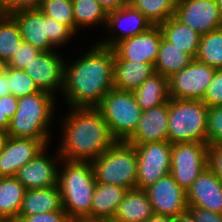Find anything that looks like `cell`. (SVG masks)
Segmentation results:
<instances>
[{
	"instance_id": "1",
	"label": "cell",
	"mask_w": 222,
	"mask_h": 222,
	"mask_svg": "<svg viewBox=\"0 0 222 222\" xmlns=\"http://www.w3.org/2000/svg\"><path fill=\"white\" fill-rule=\"evenodd\" d=\"M95 44L81 58L65 64L62 94L70 107H97L113 89L114 50Z\"/></svg>"
},
{
	"instance_id": "2",
	"label": "cell",
	"mask_w": 222,
	"mask_h": 222,
	"mask_svg": "<svg viewBox=\"0 0 222 222\" xmlns=\"http://www.w3.org/2000/svg\"><path fill=\"white\" fill-rule=\"evenodd\" d=\"M63 119L61 158L91 162L111 147L116 140L97 107H70Z\"/></svg>"
},
{
	"instance_id": "3",
	"label": "cell",
	"mask_w": 222,
	"mask_h": 222,
	"mask_svg": "<svg viewBox=\"0 0 222 222\" xmlns=\"http://www.w3.org/2000/svg\"><path fill=\"white\" fill-rule=\"evenodd\" d=\"M64 163L58 172V187L63 210L69 219L90 220V208L96 180L90 162L71 161L61 158Z\"/></svg>"
},
{
	"instance_id": "4",
	"label": "cell",
	"mask_w": 222,
	"mask_h": 222,
	"mask_svg": "<svg viewBox=\"0 0 222 222\" xmlns=\"http://www.w3.org/2000/svg\"><path fill=\"white\" fill-rule=\"evenodd\" d=\"M54 101V95L43 90L18 98L17 111L6 130L8 136L41 140L47 146Z\"/></svg>"
},
{
	"instance_id": "5",
	"label": "cell",
	"mask_w": 222,
	"mask_h": 222,
	"mask_svg": "<svg viewBox=\"0 0 222 222\" xmlns=\"http://www.w3.org/2000/svg\"><path fill=\"white\" fill-rule=\"evenodd\" d=\"M90 163L96 183L113 184L127 190L136 188L137 152L133 145L116 141Z\"/></svg>"
},
{
	"instance_id": "6",
	"label": "cell",
	"mask_w": 222,
	"mask_h": 222,
	"mask_svg": "<svg viewBox=\"0 0 222 222\" xmlns=\"http://www.w3.org/2000/svg\"><path fill=\"white\" fill-rule=\"evenodd\" d=\"M208 107L201 100H169L168 142L207 143Z\"/></svg>"
},
{
	"instance_id": "7",
	"label": "cell",
	"mask_w": 222,
	"mask_h": 222,
	"mask_svg": "<svg viewBox=\"0 0 222 222\" xmlns=\"http://www.w3.org/2000/svg\"><path fill=\"white\" fill-rule=\"evenodd\" d=\"M17 23L23 42L41 52L53 51L70 40L74 32L65 24L45 16L40 9L23 10L11 14Z\"/></svg>"
},
{
	"instance_id": "8",
	"label": "cell",
	"mask_w": 222,
	"mask_h": 222,
	"mask_svg": "<svg viewBox=\"0 0 222 222\" xmlns=\"http://www.w3.org/2000/svg\"><path fill=\"white\" fill-rule=\"evenodd\" d=\"M97 108L116 141H126L135 131L142 110L132 91L111 89Z\"/></svg>"
},
{
	"instance_id": "9",
	"label": "cell",
	"mask_w": 222,
	"mask_h": 222,
	"mask_svg": "<svg viewBox=\"0 0 222 222\" xmlns=\"http://www.w3.org/2000/svg\"><path fill=\"white\" fill-rule=\"evenodd\" d=\"M206 167H208V143L171 144L170 173L186 192Z\"/></svg>"
},
{
	"instance_id": "10",
	"label": "cell",
	"mask_w": 222,
	"mask_h": 222,
	"mask_svg": "<svg viewBox=\"0 0 222 222\" xmlns=\"http://www.w3.org/2000/svg\"><path fill=\"white\" fill-rule=\"evenodd\" d=\"M133 146L137 152L136 188L146 189L161 177L170 174L171 144L168 141Z\"/></svg>"
},
{
	"instance_id": "11",
	"label": "cell",
	"mask_w": 222,
	"mask_h": 222,
	"mask_svg": "<svg viewBox=\"0 0 222 222\" xmlns=\"http://www.w3.org/2000/svg\"><path fill=\"white\" fill-rule=\"evenodd\" d=\"M214 73L215 68L193 59L187 67L168 78L170 98L202 100Z\"/></svg>"
},
{
	"instance_id": "12",
	"label": "cell",
	"mask_w": 222,
	"mask_h": 222,
	"mask_svg": "<svg viewBox=\"0 0 222 222\" xmlns=\"http://www.w3.org/2000/svg\"><path fill=\"white\" fill-rule=\"evenodd\" d=\"M174 16L201 36L222 28L217 0H177Z\"/></svg>"
},
{
	"instance_id": "13",
	"label": "cell",
	"mask_w": 222,
	"mask_h": 222,
	"mask_svg": "<svg viewBox=\"0 0 222 222\" xmlns=\"http://www.w3.org/2000/svg\"><path fill=\"white\" fill-rule=\"evenodd\" d=\"M154 213L176 218L188 210L187 192L167 174L146 189Z\"/></svg>"
},
{
	"instance_id": "14",
	"label": "cell",
	"mask_w": 222,
	"mask_h": 222,
	"mask_svg": "<svg viewBox=\"0 0 222 222\" xmlns=\"http://www.w3.org/2000/svg\"><path fill=\"white\" fill-rule=\"evenodd\" d=\"M161 39L159 25H153L147 31L117 43L113 47L115 60L155 64Z\"/></svg>"
},
{
	"instance_id": "15",
	"label": "cell",
	"mask_w": 222,
	"mask_h": 222,
	"mask_svg": "<svg viewBox=\"0 0 222 222\" xmlns=\"http://www.w3.org/2000/svg\"><path fill=\"white\" fill-rule=\"evenodd\" d=\"M65 61L54 51L41 52L27 64L24 71L35 81L40 90L54 95L55 89L63 92Z\"/></svg>"
},
{
	"instance_id": "16",
	"label": "cell",
	"mask_w": 222,
	"mask_h": 222,
	"mask_svg": "<svg viewBox=\"0 0 222 222\" xmlns=\"http://www.w3.org/2000/svg\"><path fill=\"white\" fill-rule=\"evenodd\" d=\"M47 146L30 162L20 168L14 176L27 190L49 188L58 185V169L56 161H61L59 152L54 157L46 155ZM59 160V161H58Z\"/></svg>"
},
{
	"instance_id": "17",
	"label": "cell",
	"mask_w": 222,
	"mask_h": 222,
	"mask_svg": "<svg viewBox=\"0 0 222 222\" xmlns=\"http://www.w3.org/2000/svg\"><path fill=\"white\" fill-rule=\"evenodd\" d=\"M45 147L41 140L9 136L0 152V177H14Z\"/></svg>"
},
{
	"instance_id": "18",
	"label": "cell",
	"mask_w": 222,
	"mask_h": 222,
	"mask_svg": "<svg viewBox=\"0 0 222 222\" xmlns=\"http://www.w3.org/2000/svg\"><path fill=\"white\" fill-rule=\"evenodd\" d=\"M124 24L127 26H123ZM152 26V23L139 10L128 4L120 9L107 13V29L112 32L114 30L117 31L118 28V30L121 29L123 32L121 34L118 32L117 36H112L111 39L106 38V40L104 39L98 42V44L113 48L120 41L143 33Z\"/></svg>"
},
{
	"instance_id": "19",
	"label": "cell",
	"mask_w": 222,
	"mask_h": 222,
	"mask_svg": "<svg viewBox=\"0 0 222 222\" xmlns=\"http://www.w3.org/2000/svg\"><path fill=\"white\" fill-rule=\"evenodd\" d=\"M169 101L143 111L134 133L125 141L130 145L168 141Z\"/></svg>"
},
{
	"instance_id": "20",
	"label": "cell",
	"mask_w": 222,
	"mask_h": 222,
	"mask_svg": "<svg viewBox=\"0 0 222 222\" xmlns=\"http://www.w3.org/2000/svg\"><path fill=\"white\" fill-rule=\"evenodd\" d=\"M188 207H198L222 214V183L217 175L206 167L187 191Z\"/></svg>"
},
{
	"instance_id": "21",
	"label": "cell",
	"mask_w": 222,
	"mask_h": 222,
	"mask_svg": "<svg viewBox=\"0 0 222 222\" xmlns=\"http://www.w3.org/2000/svg\"><path fill=\"white\" fill-rule=\"evenodd\" d=\"M127 191L126 188L117 185L96 183L91 201L90 220L111 221Z\"/></svg>"
},
{
	"instance_id": "22",
	"label": "cell",
	"mask_w": 222,
	"mask_h": 222,
	"mask_svg": "<svg viewBox=\"0 0 222 222\" xmlns=\"http://www.w3.org/2000/svg\"><path fill=\"white\" fill-rule=\"evenodd\" d=\"M154 214L145 189L128 190L118 205L114 222H146Z\"/></svg>"
},
{
	"instance_id": "23",
	"label": "cell",
	"mask_w": 222,
	"mask_h": 222,
	"mask_svg": "<svg viewBox=\"0 0 222 222\" xmlns=\"http://www.w3.org/2000/svg\"><path fill=\"white\" fill-rule=\"evenodd\" d=\"M154 73L152 63L115 60L113 88L120 91H133Z\"/></svg>"
},
{
	"instance_id": "24",
	"label": "cell",
	"mask_w": 222,
	"mask_h": 222,
	"mask_svg": "<svg viewBox=\"0 0 222 222\" xmlns=\"http://www.w3.org/2000/svg\"><path fill=\"white\" fill-rule=\"evenodd\" d=\"M54 211H64L58 185L26 190L18 216H31Z\"/></svg>"
},
{
	"instance_id": "25",
	"label": "cell",
	"mask_w": 222,
	"mask_h": 222,
	"mask_svg": "<svg viewBox=\"0 0 222 222\" xmlns=\"http://www.w3.org/2000/svg\"><path fill=\"white\" fill-rule=\"evenodd\" d=\"M159 27L168 42L195 59L200 43V34L183 24L175 16H171Z\"/></svg>"
},
{
	"instance_id": "26",
	"label": "cell",
	"mask_w": 222,
	"mask_h": 222,
	"mask_svg": "<svg viewBox=\"0 0 222 222\" xmlns=\"http://www.w3.org/2000/svg\"><path fill=\"white\" fill-rule=\"evenodd\" d=\"M132 92L142 111L170 100L168 78L159 73H154Z\"/></svg>"
},
{
	"instance_id": "27",
	"label": "cell",
	"mask_w": 222,
	"mask_h": 222,
	"mask_svg": "<svg viewBox=\"0 0 222 222\" xmlns=\"http://www.w3.org/2000/svg\"><path fill=\"white\" fill-rule=\"evenodd\" d=\"M26 190L15 177H0V215L8 222L18 217Z\"/></svg>"
},
{
	"instance_id": "28",
	"label": "cell",
	"mask_w": 222,
	"mask_h": 222,
	"mask_svg": "<svg viewBox=\"0 0 222 222\" xmlns=\"http://www.w3.org/2000/svg\"><path fill=\"white\" fill-rule=\"evenodd\" d=\"M193 58L168 42L162 35L158 55L154 64L155 73L167 78L187 67Z\"/></svg>"
},
{
	"instance_id": "29",
	"label": "cell",
	"mask_w": 222,
	"mask_h": 222,
	"mask_svg": "<svg viewBox=\"0 0 222 222\" xmlns=\"http://www.w3.org/2000/svg\"><path fill=\"white\" fill-rule=\"evenodd\" d=\"M195 59L212 68L222 69V28L201 36Z\"/></svg>"
},
{
	"instance_id": "30",
	"label": "cell",
	"mask_w": 222,
	"mask_h": 222,
	"mask_svg": "<svg viewBox=\"0 0 222 222\" xmlns=\"http://www.w3.org/2000/svg\"><path fill=\"white\" fill-rule=\"evenodd\" d=\"M22 43L23 38L13 17L0 13V59L8 63Z\"/></svg>"
},
{
	"instance_id": "31",
	"label": "cell",
	"mask_w": 222,
	"mask_h": 222,
	"mask_svg": "<svg viewBox=\"0 0 222 222\" xmlns=\"http://www.w3.org/2000/svg\"><path fill=\"white\" fill-rule=\"evenodd\" d=\"M72 4L75 32L81 27H89L90 25L94 26L95 24L102 23L106 25L107 13L97 0H72Z\"/></svg>"
},
{
	"instance_id": "32",
	"label": "cell",
	"mask_w": 222,
	"mask_h": 222,
	"mask_svg": "<svg viewBox=\"0 0 222 222\" xmlns=\"http://www.w3.org/2000/svg\"><path fill=\"white\" fill-rule=\"evenodd\" d=\"M177 0H129V4L139 10L152 25H160L175 15Z\"/></svg>"
},
{
	"instance_id": "33",
	"label": "cell",
	"mask_w": 222,
	"mask_h": 222,
	"mask_svg": "<svg viewBox=\"0 0 222 222\" xmlns=\"http://www.w3.org/2000/svg\"><path fill=\"white\" fill-rule=\"evenodd\" d=\"M40 11L45 16L67 25L75 33L72 0H42Z\"/></svg>"
},
{
	"instance_id": "34",
	"label": "cell",
	"mask_w": 222,
	"mask_h": 222,
	"mask_svg": "<svg viewBox=\"0 0 222 222\" xmlns=\"http://www.w3.org/2000/svg\"><path fill=\"white\" fill-rule=\"evenodd\" d=\"M8 81L11 94L17 98L41 91L24 70L8 67Z\"/></svg>"
},
{
	"instance_id": "35",
	"label": "cell",
	"mask_w": 222,
	"mask_h": 222,
	"mask_svg": "<svg viewBox=\"0 0 222 222\" xmlns=\"http://www.w3.org/2000/svg\"><path fill=\"white\" fill-rule=\"evenodd\" d=\"M207 143L222 144V106L208 107Z\"/></svg>"
},
{
	"instance_id": "36",
	"label": "cell",
	"mask_w": 222,
	"mask_h": 222,
	"mask_svg": "<svg viewBox=\"0 0 222 222\" xmlns=\"http://www.w3.org/2000/svg\"><path fill=\"white\" fill-rule=\"evenodd\" d=\"M40 50L30 44L22 43L18 50L13 53L12 58L7 63V67L24 70L25 66L33 61L39 54Z\"/></svg>"
},
{
	"instance_id": "37",
	"label": "cell",
	"mask_w": 222,
	"mask_h": 222,
	"mask_svg": "<svg viewBox=\"0 0 222 222\" xmlns=\"http://www.w3.org/2000/svg\"><path fill=\"white\" fill-rule=\"evenodd\" d=\"M201 101L207 107L222 106V69H215L213 79Z\"/></svg>"
},
{
	"instance_id": "38",
	"label": "cell",
	"mask_w": 222,
	"mask_h": 222,
	"mask_svg": "<svg viewBox=\"0 0 222 222\" xmlns=\"http://www.w3.org/2000/svg\"><path fill=\"white\" fill-rule=\"evenodd\" d=\"M18 98L12 94L4 95L0 98V130L8 129L9 121L17 111Z\"/></svg>"
},
{
	"instance_id": "39",
	"label": "cell",
	"mask_w": 222,
	"mask_h": 222,
	"mask_svg": "<svg viewBox=\"0 0 222 222\" xmlns=\"http://www.w3.org/2000/svg\"><path fill=\"white\" fill-rule=\"evenodd\" d=\"M42 0H0V13L11 15L23 10L40 9Z\"/></svg>"
},
{
	"instance_id": "40",
	"label": "cell",
	"mask_w": 222,
	"mask_h": 222,
	"mask_svg": "<svg viewBox=\"0 0 222 222\" xmlns=\"http://www.w3.org/2000/svg\"><path fill=\"white\" fill-rule=\"evenodd\" d=\"M69 218L65 211L39 213L31 216H18L13 222H68Z\"/></svg>"
},
{
	"instance_id": "41",
	"label": "cell",
	"mask_w": 222,
	"mask_h": 222,
	"mask_svg": "<svg viewBox=\"0 0 222 222\" xmlns=\"http://www.w3.org/2000/svg\"><path fill=\"white\" fill-rule=\"evenodd\" d=\"M208 167L222 183V144L208 145Z\"/></svg>"
},
{
	"instance_id": "42",
	"label": "cell",
	"mask_w": 222,
	"mask_h": 222,
	"mask_svg": "<svg viewBox=\"0 0 222 222\" xmlns=\"http://www.w3.org/2000/svg\"><path fill=\"white\" fill-rule=\"evenodd\" d=\"M195 222H222V214L205 210L198 207H189Z\"/></svg>"
},
{
	"instance_id": "43",
	"label": "cell",
	"mask_w": 222,
	"mask_h": 222,
	"mask_svg": "<svg viewBox=\"0 0 222 222\" xmlns=\"http://www.w3.org/2000/svg\"><path fill=\"white\" fill-rule=\"evenodd\" d=\"M106 13L115 11L129 4V0H97Z\"/></svg>"
},
{
	"instance_id": "44",
	"label": "cell",
	"mask_w": 222,
	"mask_h": 222,
	"mask_svg": "<svg viewBox=\"0 0 222 222\" xmlns=\"http://www.w3.org/2000/svg\"><path fill=\"white\" fill-rule=\"evenodd\" d=\"M8 94H11V88H9L8 67H7L6 72L0 75V98Z\"/></svg>"
},
{
	"instance_id": "45",
	"label": "cell",
	"mask_w": 222,
	"mask_h": 222,
	"mask_svg": "<svg viewBox=\"0 0 222 222\" xmlns=\"http://www.w3.org/2000/svg\"><path fill=\"white\" fill-rule=\"evenodd\" d=\"M146 222H175V218L163 214L154 213Z\"/></svg>"
},
{
	"instance_id": "46",
	"label": "cell",
	"mask_w": 222,
	"mask_h": 222,
	"mask_svg": "<svg viewBox=\"0 0 222 222\" xmlns=\"http://www.w3.org/2000/svg\"><path fill=\"white\" fill-rule=\"evenodd\" d=\"M175 222H195V219L193 214L189 210H186L175 218Z\"/></svg>"
},
{
	"instance_id": "47",
	"label": "cell",
	"mask_w": 222,
	"mask_h": 222,
	"mask_svg": "<svg viewBox=\"0 0 222 222\" xmlns=\"http://www.w3.org/2000/svg\"><path fill=\"white\" fill-rule=\"evenodd\" d=\"M8 137L9 136L7 132L0 130V152L3 150V147Z\"/></svg>"
},
{
	"instance_id": "48",
	"label": "cell",
	"mask_w": 222,
	"mask_h": 222,
	"mask_svg": "<svg viewBox=\"0 0 222 222\" xmlns=\"http://www.w3.org/2000/svg\"><path fill=\"white\" fill-rule=\"evenodd\" d=\"M7 69V63L0 59V75L4 74Z\"/></svg>"
},
{
	"instance_id": "49",
	"label": "cell",
	"mask_w": 222,
	"mask_h": 222,
	"mask_svg": "<svg viewBox=\"0 0 222 222\" xmlns=\"http://www.w3.org/2000/svg\"><path fill=\"white\" fill-rule=\"evenodd\" d=\"M68 222H101V221L88 220V219H69Z\"/></svg>"
},
{
	"instance_id": "50",
	"label": "cell",
	"mask_w": 222,
	"mask_h": 222,
	"mask_svg": "<svg viewBox=\"0 0 222 222\" xmlns=\"http://www.w3.org/2000/svg\"><path fill=\"white\" fill-rule=\"evenodd\" d=\"M217 4H218V7H219L221 16H222V0H217Z\"/></svg>"
},
{
	"instance_id": "51",
	"label": "cell",
	"mask_w": 222,
	"mask_h": 222,
	"mask_svg": "<svg viewBox=\"0 0 222 222\" xmlns=\"http://www.w3.org/2000/svg\"><path fill=\"white\" fill-rule=\"evenodd\" d=\"M0 222H8L3 216L0 215Z\"/></svg>"
}]
</instances>
